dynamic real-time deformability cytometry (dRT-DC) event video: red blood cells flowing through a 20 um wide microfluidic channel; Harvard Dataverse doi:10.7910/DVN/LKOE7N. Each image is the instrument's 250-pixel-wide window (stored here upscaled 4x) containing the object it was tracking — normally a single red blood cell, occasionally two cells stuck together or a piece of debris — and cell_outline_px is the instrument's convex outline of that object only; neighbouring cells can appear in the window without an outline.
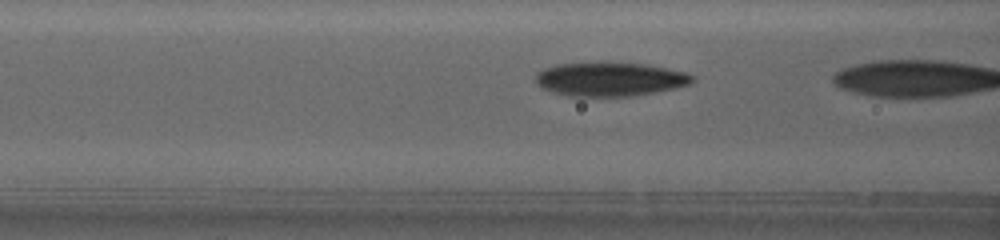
{"species": "human", "species_latin": "Homo sapiens", "temperature_condition": "warm", "stored_images_in_passage": 32, "segment_of_instrument_passage": [2, 2], "camera_frame_rate_fps": 3000, "um_per_image_px": 0.085, "donor": {"sex": "female"}, "frame": {"image": 1, "passage_image": 31, "time_ms": 10.0, "image_size_px": [1000, 240], "cell_outline_px": [[696, 80], [688, 84], [672, 88], [632, 96], [568, 96], [544, 88], [536, 80], [536, 72], [544, 68], [556, 64], [604, 60], [644, 64], [684, 72], [696, 76]], "centroid_in_image_um": [51.83, 6.69], "position_along_channel_um": 114.8, "area_um2": 31.21}}